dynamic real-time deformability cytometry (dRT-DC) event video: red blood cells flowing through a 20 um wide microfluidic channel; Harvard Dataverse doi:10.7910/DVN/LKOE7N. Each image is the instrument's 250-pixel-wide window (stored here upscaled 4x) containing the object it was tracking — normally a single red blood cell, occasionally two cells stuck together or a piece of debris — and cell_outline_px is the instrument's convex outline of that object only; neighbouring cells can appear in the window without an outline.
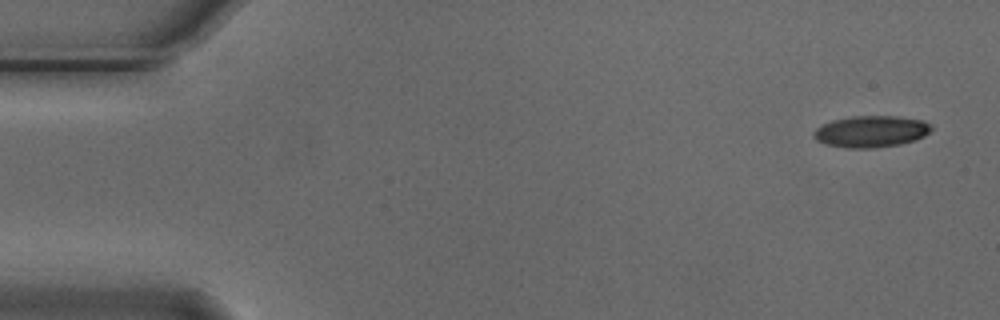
{"species": "Egyptian fruit bat (a non-hibernating species)", "species_latin": "Rousettus aegyptiacus", "temperature_condition": "cold", "stored_images_in_passage": 9, "camera_frame_rate_fps": 3000, "um_per_image_px": 0.085, "animal": {"sex": "male"}, "frame": {"image": 1, "passage_image": 1, "time_ms": 0.0, "image_size_px": [1000, 320], "cell_outline_px": [[932, 128], [924, 136], [900, 144], [872, 148], [848, 148], [824, 144], [816, 140], [812, 136], [812, 132], [816, 128], [832, 120], [852, 116], [896, 116], [924, 120], [932, 124]], "centroid_in_image_um": [74.01, 11.17], "position_along_channel_um": 11.0, "area_um2": 21.68}}
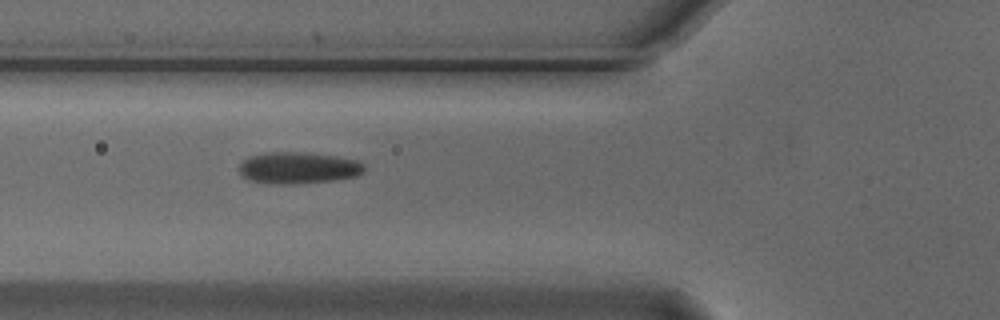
{"frame": {"image": 2, "passage_image": 5, "time_ms": 1.333, "image_size_px": [1000, 320], "cell_outline_px": [[364, 172], [356, 176], [332, 180], [296, 184], [272, 184], [248, 180], [240, 176], [240, 164], [248, 156], [268, 152], [308, 152], [336, 156], [356, 160], [364, 164]], "centroid_in_image_um": [25.33, 14.27], "position_along_channel_um": 100.5, "area_um2": 23.24}}
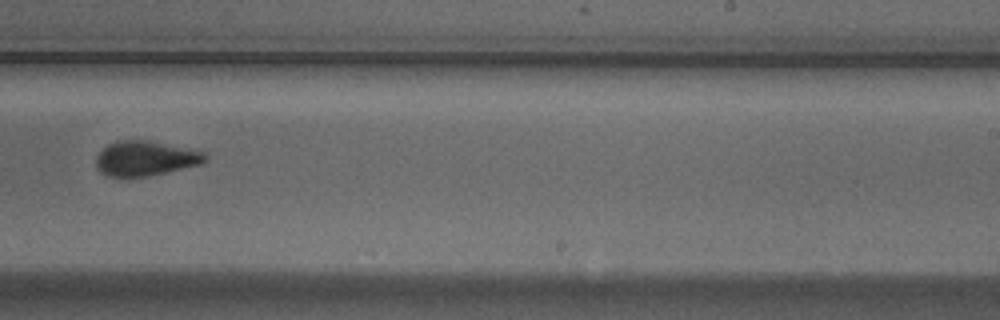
{"frame": {"image": 3, "passage_image": 9, "time_ms": 2.667, "image_size_px": [1000, 320], "cell_outline_px": [[208, 160], [200, 164], [148, 176], [108, 176], [100, 172], [96, 168], [96, 156], [108, 144], [116, 140], [144, 140], [196, 148], [204, 152], [208, 156]], "centroid_in_image_um": [12.4, 13.44], "position_along_channel_um": 276.6, "area_um2": 22.31}}